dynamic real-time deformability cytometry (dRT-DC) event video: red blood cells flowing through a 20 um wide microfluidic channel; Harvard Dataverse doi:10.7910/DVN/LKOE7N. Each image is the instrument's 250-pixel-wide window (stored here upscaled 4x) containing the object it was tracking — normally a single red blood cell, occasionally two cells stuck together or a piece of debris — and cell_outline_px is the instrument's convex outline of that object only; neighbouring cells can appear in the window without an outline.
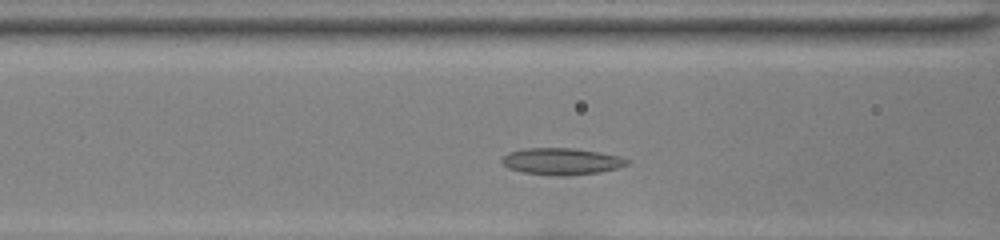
{"species": "common noctule bat (a hibernating species)", "species_latin": "Nyctalus noctula", "temperature_condition": "room temperature", "stored_images_in_passage": 31, "camera_frame_rate_fps": 3000, "um_per_image_px": 0.085, "animal": {"sex": "female", "body_mass_g": 22.0, "forearm_length_mm": 56.7}, "frame": {"image": 1, "passage_image": 6, "time_ms": 1.667, "image_size_px": [1000, 240], "cell_outline_px": [[628, 164], [616, 168], [600, 172], [564, 176], [560, 176], [524, 172], [508, 168], [500, 160], [508, 152], [524, 148], [572, 148], [620, 156], [628, 160]], "centroid_in_image_um": [47.7, 13.71], "position_along_channel_um": 118.9, "area_um2": 19.25}}
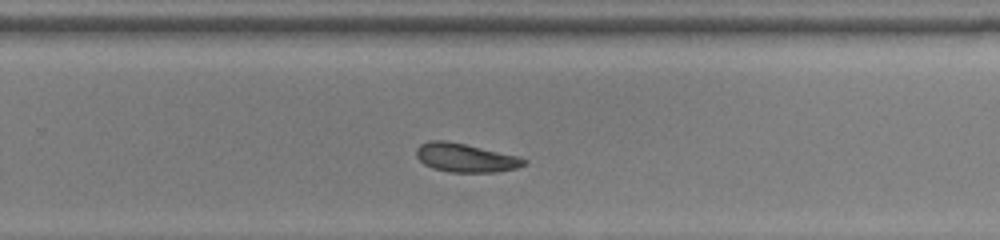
{"frame": {"image": 2, "passage_image": 19, "time_ms": 6.0, "image_size_px": [1000, 240], "cell_outline_px": [[528, 160], [524, 164], [516, 168], [496, 172], [448, 172], [432, 168], [424, 164], [416, 156], [416, 148], [420, 144], [428, 140], [444, 140], [464, 144], [516, 156]], "centroid_in_image_um": [39.5, 13.41], "position_along_channel_um": 290.3, "area_um2": 17.8}}
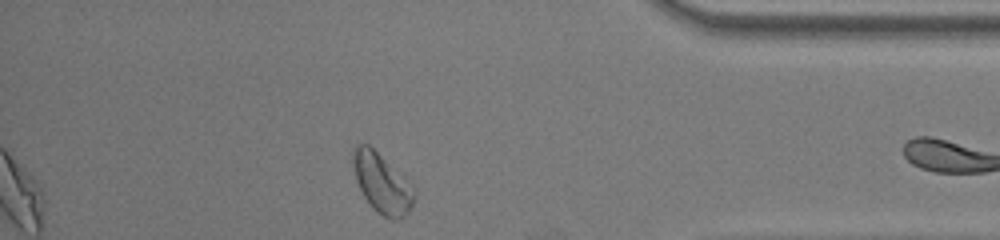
{"frame": {"image": 3, "passage_image": 29, "time_ms": 9.333, "image_size_px": [1000, 240], "cell_outline_px": [[416, 192], [412, 204], [408, 212], [400, 220], [388, 220], [376, 212], [372, 208], [364, 196], [356, 180], [356, 144], [368, 144]], "centroid_in_image_um": [32.49, 15.71], "position_along_channel_um": 402.7, "area_um2": 19.88}, "authors_computed_cell_mechanics": {"area_um2": 17.8602, "velocity_mm_per_s": 3.9731, "shape_relaxation_time_tau1_ms": null, "shape_relaxation_time_tau2_ms": 3.4899, "deformation_change_tau1": null, "deformation_change_tau2": 0.0822}}